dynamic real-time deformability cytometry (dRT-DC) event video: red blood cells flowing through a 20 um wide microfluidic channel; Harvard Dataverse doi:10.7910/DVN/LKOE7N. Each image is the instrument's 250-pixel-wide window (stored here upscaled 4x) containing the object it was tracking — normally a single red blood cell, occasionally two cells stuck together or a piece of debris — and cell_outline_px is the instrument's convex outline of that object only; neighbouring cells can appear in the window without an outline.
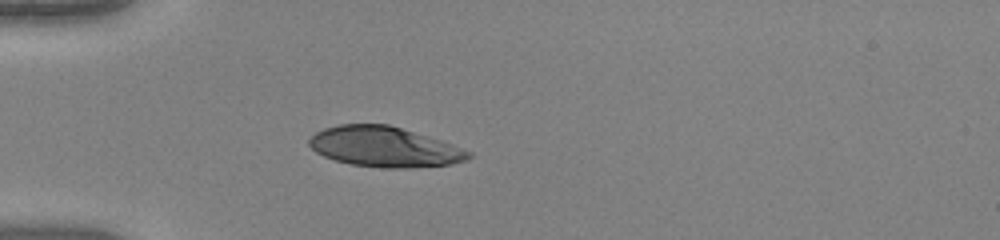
{"species": "human", "species_latin": "Homo sapiens", "temperature_condition": "warm", "stored_images_in_passage": 37, "camera_frame_rate_fps": 3000, "um_per_image_px": 0.085, "donor": {"sex": "female"}, "frame": {"image": 1, "passage_image": 1, "time_ms": 0.0, "image_size_px": [1000, 240], "cell_outline_px": [[472, 156], [468, 160], [452, 164], [412, 168], [380, 168], [352, 164], [336, 160], [324, 156], [316, 152], [308, 144], [308, 140], [316, 132], [324, 128], [340, 124], [388, 124], [428, 136], [452, 144], [472, 152]], "centroid_in_image_um": [32.7, 12.49], "position_along_channel_um": 52.3, "area_um2": 37.4}}
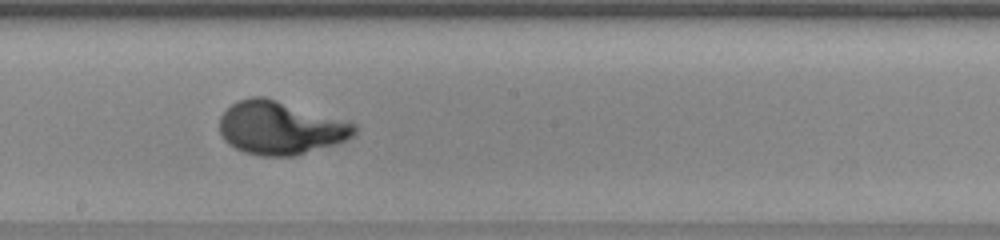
{"frame": {"image": 2, "passage_image": 15, "time_ms": 4.667, "image_size_px": [1000, 240], "cell_outline_px": [[356, 132], [352, 136], [344, 140], [292, 156], [260, 156], [244, 152], [228, 144], [224, 140], [220, 132], [220, 116], [232, 104], [240, 100], [252, 96], [264, 96], [356, 124]], "centroid_in_image_um": [23.77, 10.86], "position_along_channel_um": 224.4, "area_um2": 41.1}}
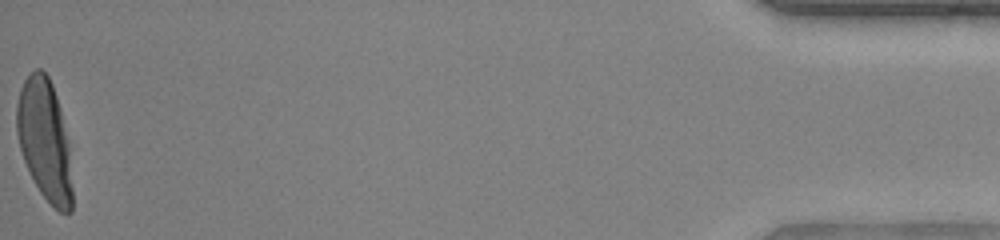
{"frame": {"image": 3, "passage_image": 37, "time_ms": 12.0, "image_size_px": [1000, 240], "cell_outline_px": [[72, 212], [60, 212], [40, 192], [24, 160], [20, 148], [16, 132], [16, 104], [20, 88], [24, 80], [36, 68], [40, 68], [48, 76], [52, 84], [60, 108], [68, 140], [72, 188]], "centroid_in_image_um": [3.79, 11.87], "position_along_channel_um": 431.4, "area_um2": 38.9}, "authors_computed_cell_mechanics": {"area_um2": 39.1306, "velocity_mm_per_s": 4.0372, "shape_relaxation_time_tau1_ms": 3.0377, "shape_relaxation_time_tau2_ms": null, "deformation_change_tau1": 0.2302, "deformation_change_tau2": null}}